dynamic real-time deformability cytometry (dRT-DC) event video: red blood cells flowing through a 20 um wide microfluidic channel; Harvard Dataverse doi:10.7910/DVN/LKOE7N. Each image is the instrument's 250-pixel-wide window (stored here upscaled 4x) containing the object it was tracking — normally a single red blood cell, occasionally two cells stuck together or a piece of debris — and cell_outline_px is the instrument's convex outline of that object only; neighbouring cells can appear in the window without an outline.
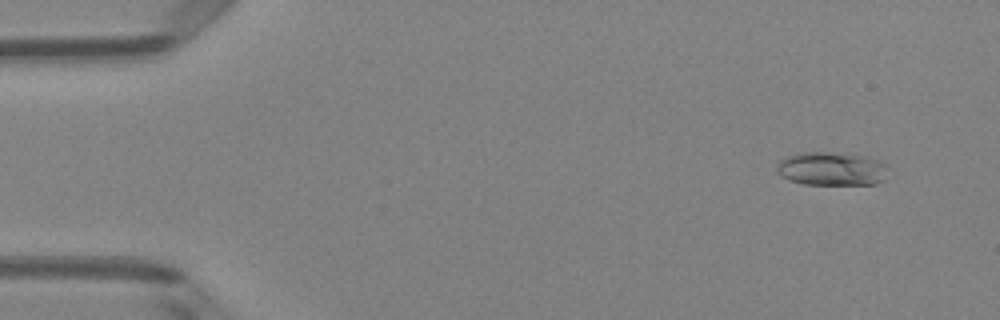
{"species": "Egyptian fruit bat (a non-hibernating species)", "species_latin": "Rousettus aegyptiacus", "temperature_condition": "room temperature", "stored_images_in_passage": 50, "camera_frame_rate_fps": 3000, "um_per_image_px": 0.085, "animal": {"sex": "female"}, "frame": {"image": 1, "passage_image": 4, "time_ms": 1.0, "image_size_px": [1000, 320], "cell_outline_px": [[888, 164], [884, 180], [876, 184], [804, 184], [788, 180], [780, 176], [776, 172], [776, 168], [780, 160], [784, 156], [796, 152], [828, 152], [868, 156], [880, 160]], "centroid_in_image_um": [70.67, 14.33], "position_along_channel_um": 14.3, "area_um2": 22.2}}
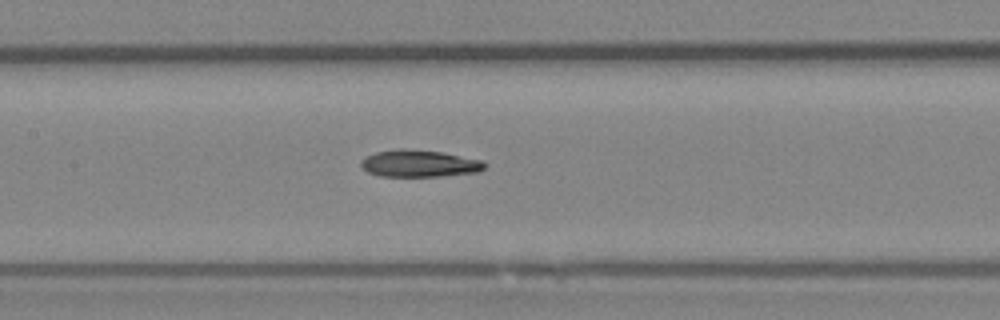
{"frame": {"image": 2, "passage_image": 24, "time_ms": 7.667, "image_size_px": [1000, 320], "cell_outline_px": [[488, 164], [480, 172], [440, 176], [380, 176], [368, 172], [360, 164], [360, 160], [376, 152], [400, 148], [404, 148], [440, 152], [484, 160]], "centroid_in_image_um": [35.68, 13.9], "position_along_channel_um": 171.7, "area_um2": 19.48}}
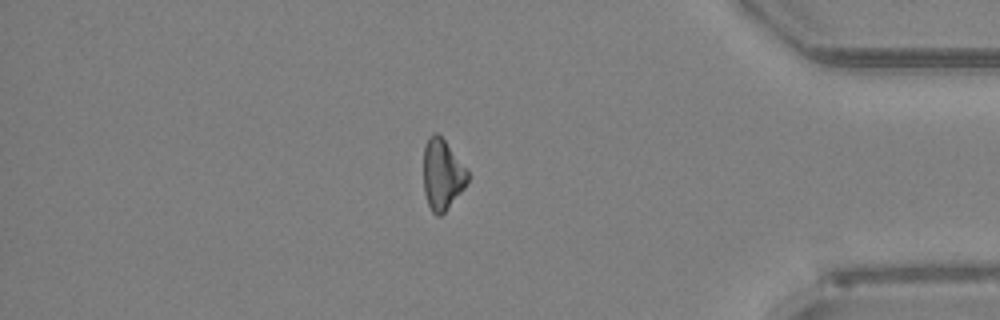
{"frame": {"image": 3, "passage_image": 43, "time_ms": 14.0, "image_size_px": [1000, 320], "cell_outline_px": [[468, 180], [464, 188], [444, 212], [440, 216], [436, 216], [432, 212], [428, 204], [424, 192], [424, 148], [428, 136], [436, 132], [444, 140], [468, 168]], "centroid_in_image_um": [37.6, 14.82], "position_along_channel_um": 397.6, "area_um2": 18.15}}